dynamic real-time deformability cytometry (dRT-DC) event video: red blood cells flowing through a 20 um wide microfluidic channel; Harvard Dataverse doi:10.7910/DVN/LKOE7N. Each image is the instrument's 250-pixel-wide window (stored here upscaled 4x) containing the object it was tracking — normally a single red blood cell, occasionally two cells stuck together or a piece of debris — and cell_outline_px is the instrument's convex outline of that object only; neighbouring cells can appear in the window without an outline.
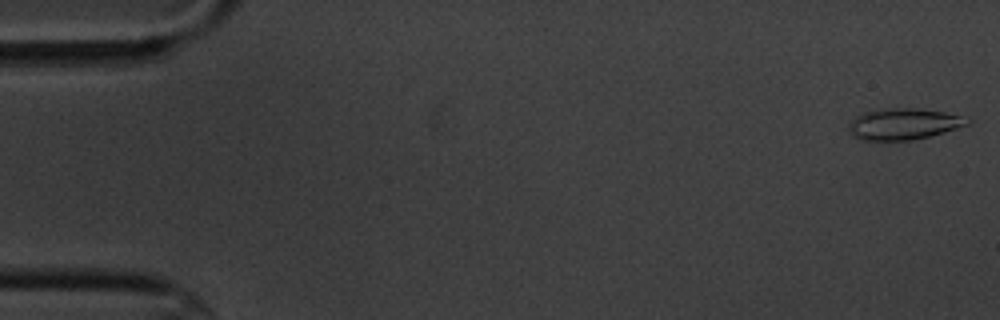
{"species": "common noctule bat (a hibernating species)", "species_latin": "Nyctalus noctula", "temperature_condition": "cold", "stored_images_in_passage": 12, "camera_frame_rate_fps": 3000, "um_per_image_px": 0.085, "animal": {"sex": "male", "body_mass_g": 20.1, "forearm_length_mm": 53.5}, "frame": {"image": 1, "passage_image": 1, "time_ms": 0.0, "image_size_px": [1000, 320], "cell_outline_px": [[972, 120], [968, 124], [944, 132], [912, 140], [860, 140], [852, 136], [848, 132], [848, 124], [856, 116], [864, 112], [888, 108], [916, 108], [944, 112], [960, 116]], "centroid_in_image_um": [76.75, 10.54], "position_along_channel_um": 8.3, "area_um2": 21.5}}
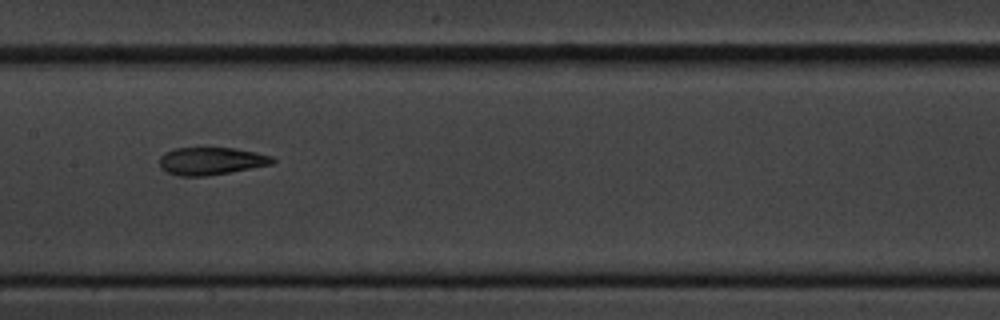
{"frame": {"image": 2, "passage_image": 9, "time_ms": 9.0, "image_size_px": [1000, 320], "cell_outline_px": [[276, 160], [272, 164], [228, 172], [204, 176], [180, 176], [168, 172], [160, 168], [160, 156], [164, 152], [172, 148], [204, 144], [232, 148], [256, 152], [272, 156]], "centroid_in_image_um": [17.88, 13.62], "position_along_channel_um": 189.5, "area_um2": 18.9}}
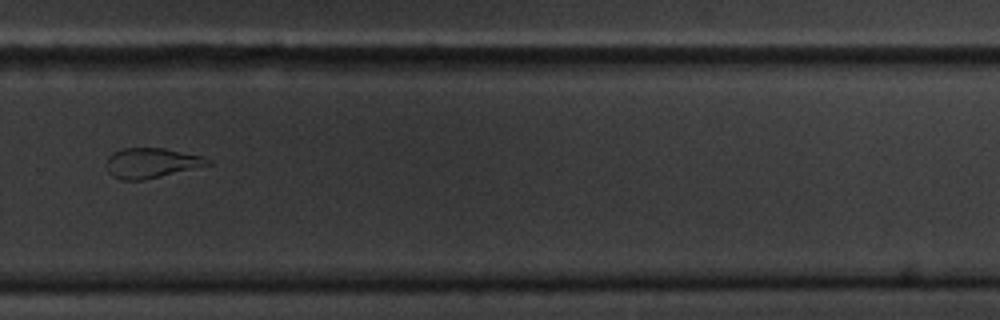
{"frame": {"image": 3, "passage_image": 12, "time_ms": 12.667, "image_size_px": [1000, 320], "cell_outline_px": [[212, 164], [144, 180], [124, 180], [112, 176], [108, 172], [108, 156], [112, 152], [124, 148], [164, 148], [204, 156], [212, 160]], "centroid_in_image_um": [12.9, 13.84], "position_along_channel_um": 316.9, "area_um2": 17.69}}